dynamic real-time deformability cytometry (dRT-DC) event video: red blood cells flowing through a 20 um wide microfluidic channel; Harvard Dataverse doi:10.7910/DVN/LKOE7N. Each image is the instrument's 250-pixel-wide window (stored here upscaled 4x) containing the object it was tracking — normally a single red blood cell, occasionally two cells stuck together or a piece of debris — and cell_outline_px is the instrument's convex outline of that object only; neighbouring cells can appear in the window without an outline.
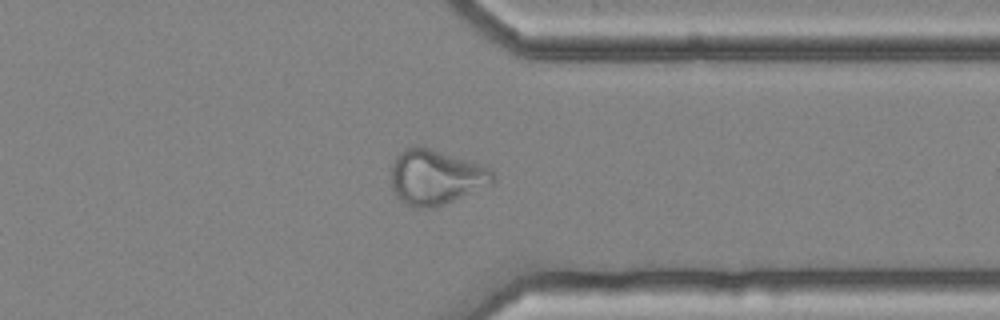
{"species": "common noctule bat (a hibernating species)", "species_latin": "Nyctalus noctula", "temperature_condition": "cold", "stored_images_in_passage": 44, "camera_frame_rate_fps": 3000, "um_per_image_px": 0.085, "animal": {"sex": "female", "body_mass_g": 25.1}, "frame": {"image": 1, "passage_image": 32, "time_ms": 10.333, "image_size_px": [1000, 320], "cell_outline_px": [[496, 180], [492, 184], [444, 204], [432, 208], [412, 208], [404, 204], [396, 196], [392, 188], [392, 164], [396, 156], [404, 148], [416, 144], [480, 164], [488, 168], [496, 176]], "centroid_in_image_um": [37.01, 15.06], "position_along_channel_um": 374.4, "area_um2": 32.66}}